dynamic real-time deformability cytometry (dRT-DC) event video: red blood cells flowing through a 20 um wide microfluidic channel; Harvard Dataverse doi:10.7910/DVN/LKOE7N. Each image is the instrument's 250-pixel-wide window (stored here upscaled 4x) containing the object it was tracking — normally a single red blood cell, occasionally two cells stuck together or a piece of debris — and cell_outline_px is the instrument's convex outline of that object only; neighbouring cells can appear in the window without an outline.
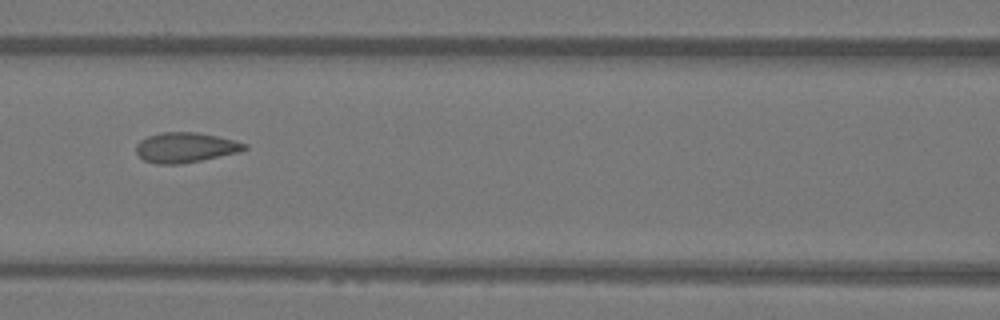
{"species": "Egyptian fruit bat (a non-hibernating species)", "species_latin": "Rousettus aegyptiacus", "temperature_condition": "warm", "stored_images_in_passage": 5, "camera_frame_rate_fps": 3000, "um_per_image_px": 0.085, "animal": {"sex": "female"}, "frame": {"image": 1, "passage_image": 5, "time_ms": 1.333, "image_size_px": [1000, 320], "cell_outline_px": [[248, 148], [240, 152], [180, 164], [156, 164], [144, 160], [136, 152], [136, 144], [140, 140], [148, 136], [160, 132], [196, 132], [220, 136], [248, 144]], "centroid_in_image_um": [15.77, 12.53], "position_along_channel_um": 150.8, "area_um2": 19.07}}